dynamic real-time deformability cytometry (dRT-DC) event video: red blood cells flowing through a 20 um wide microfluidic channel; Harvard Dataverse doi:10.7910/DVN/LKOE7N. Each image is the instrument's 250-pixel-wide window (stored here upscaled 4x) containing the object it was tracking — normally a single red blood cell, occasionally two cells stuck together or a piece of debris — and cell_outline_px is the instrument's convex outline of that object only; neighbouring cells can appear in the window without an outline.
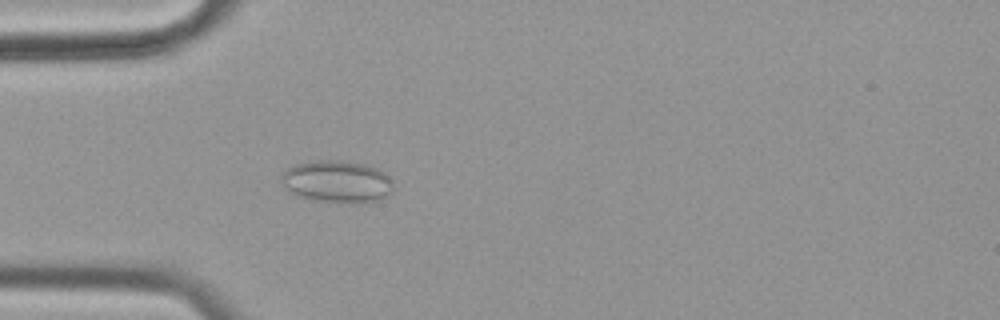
{"species": "common noctule bat (a hibernating species)", "species_latin": "Nyctalus noctula", "temperature_condition": "cold", "stored_images_in_passage": 53, "segment_of_instrument_passage": [1, 2], "camera_frame_rate_fps": 3000, "um_per_image_px": 0.085, "animal": {"sex": "female", "body_mass_g": 19.9}, "frame": {"image": 1, "passage_image": 16, "time_ms": 5.0, "image_size_px": [1000, 320], "cell_outline_px": [[392, 192], [388, 196], [380, 200], [364, 204], [312, 200], [288, 192], [280, 180], [280, 176], [288, 168], [296, 164], [316, 160], [340, 160], [364, 164], [376, 168], [384, 172], [392, 180]], "centroid_in_image_um": [28.66, 15.45], "position_along_channel_um": 56.3, "area_um2": 27.86}}
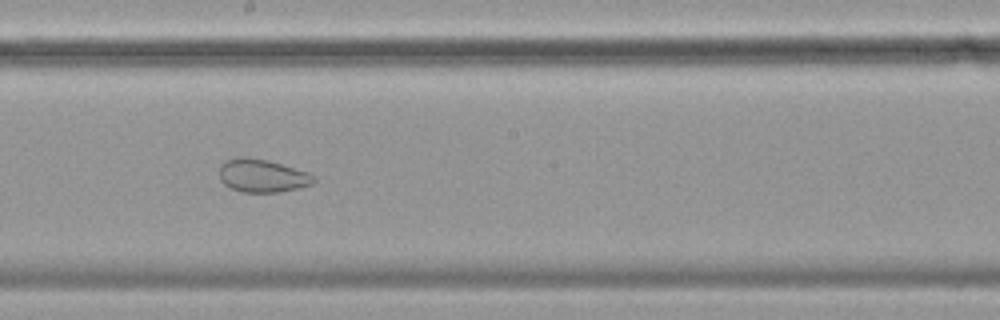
{"frame": {"image": 2, "passage_image": 31, "time_ms": 10.0, "image_size_px": [1000, 320], "cell_outline_px": [[316, 180], [312, 184], [296, 188], [276, 192], [244, 192], [232, 188], [224, 184], [220, 180], [220, 164], [224, 160], [236, 156], [248, 156], [268, 160], [308, 172]], "centroid_in_image_um": [22.24, 14.9], "position_along_channel_um": 226.0, "area_um2": 18.21}}